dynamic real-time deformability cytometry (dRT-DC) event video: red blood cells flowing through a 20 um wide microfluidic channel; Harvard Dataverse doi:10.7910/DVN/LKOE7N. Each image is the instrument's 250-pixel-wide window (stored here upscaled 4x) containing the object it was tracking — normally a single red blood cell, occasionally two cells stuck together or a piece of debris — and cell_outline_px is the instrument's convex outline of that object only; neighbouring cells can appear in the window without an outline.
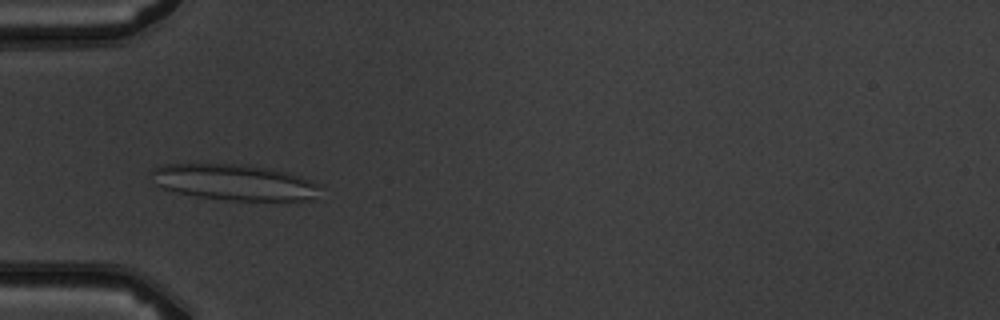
{"species": "common noctule bat (a hibernating species)", "species_latin": "Nyctalus noctula", "temperature_condition": "warm", "stored_images_in_passage": 7, "camera_frame_rate_fps": 3000, "um_per_image_px": 0.085, "animal": {"sex": "male", "body_mass_g": 19.5, "forearm_length_mm": 54.6}, "frame": {"image": 1, "passage_image": 5, "time_ms": 4.667, "image_size_px": [1000, 320], "cell_outline_px": [[320, 200], [232, 200], [196, 196], [176, 192], [152, 184], [148, 172], [152, 168], [164, 164], [248, 164], [288, 172], [300, 176], [316, 184]], "centroid_in_image_um": [19.84, 15.48], "position_along_channel_um": 65.2, "area_um2": 35.6}}
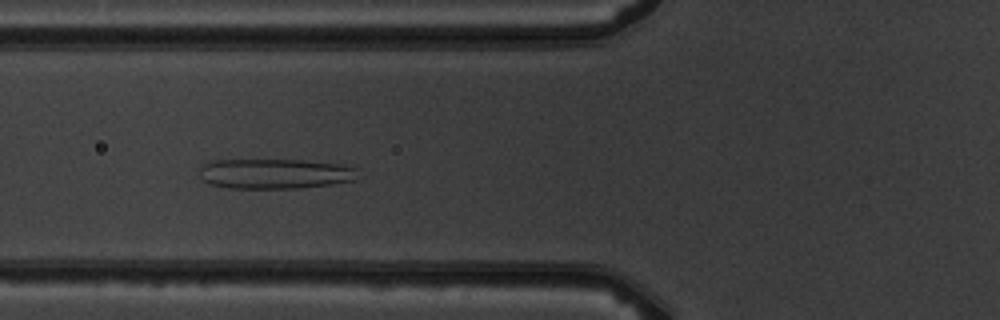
{"frame": {"image": 2, "passage_image": 6, "time_ms": 5.667, "image_size_px": [1000, 320], "cell_outline_px": [[356, 180], [332, 184], [300, 188], [228, 188], [212, 184], [200, 180], [196, 172], [208, 160], [304, 160], [344, 164], [356, 168]], "centroid_in_image_um": [23.32, 14.76], "position_along_channel_um": 102.5, "area_um2": 28.15}}